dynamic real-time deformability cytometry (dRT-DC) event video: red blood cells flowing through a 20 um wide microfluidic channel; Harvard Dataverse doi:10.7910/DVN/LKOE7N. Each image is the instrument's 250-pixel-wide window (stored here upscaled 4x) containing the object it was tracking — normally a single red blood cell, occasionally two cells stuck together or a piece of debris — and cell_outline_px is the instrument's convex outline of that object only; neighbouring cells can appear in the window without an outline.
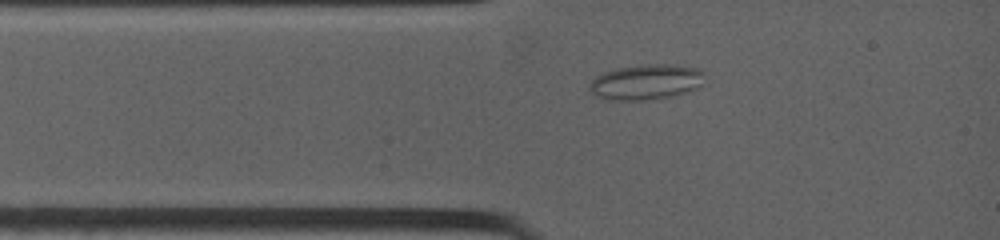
{"species": "common noctule bat (a hibernating species)", "species_latin": "Nyctalus noctula", "temperature_condition": "warm", "stored_images_in_passage": 19, "camera_frame_rate_fps": 4500, "um_per_image_px": 0.085, "animal": {"sex": "female", "body_mass_g": 19.0, "forearm_length_mm": 53.3}, "frame": {"image": 1, "passage_image": 1, "time_ms": 0.0, "image_size_px": [1000, 240], "cell_outline_px": [[704, 72], [700, 84], [696, 88], [672, 96], [644, 100], [612, 100], [596, 96], [588, 88], [588, 84], [596, 76], [604, 72], [616, 68], [644, 64], [676, 64], [700, 68]], "centroid_in_image_um": [54.89, 6.95], "position_along_channel_um": 30.1, "area_um2": 23.7}}
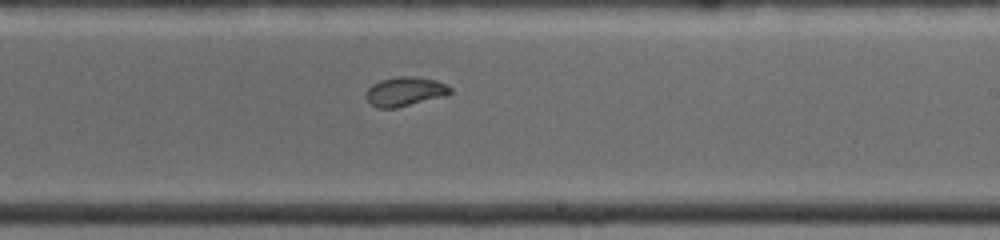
{"frame": {"image": 2, "passage_image": 9, "time_ms": 5.778, "image_size_px": [1000, 240], "cell_outline_px": [[452, 92], [448, 96], [396, 108], [376, 108], [364, 96], [368, 88], [372, 84], [380, 80], [396, 76], [412, 76], [436, 80], [452, 88]], "centroid_in_image_um": [34.44, 7.78], "position_along_channel_um": 254.6, "area_um2": 14.57}}
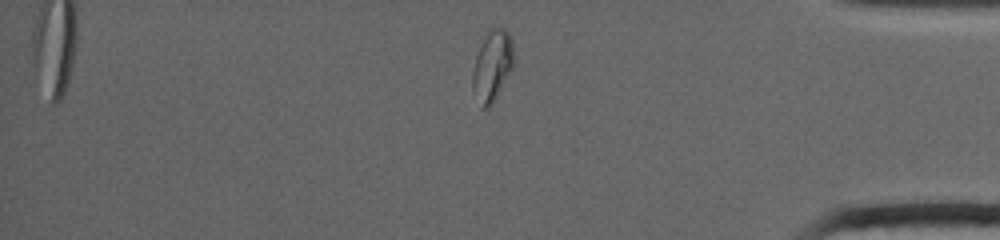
{"frame": {"image": 3, "passage_image": 17, "time_ms": 10.0, "image_size_px": [1000, 240], "cell_outline_px": [[512, 68], [492, 104], [488, 108], [480, 108], [472, 92], [472, 72], [476, 56], [488, 28], [504, 28], [508, 32], [512, 40]], "centroid_in_image_um": [41.8, 5.62], "position_along_channel_um": 393.4, "area_um2": 16.88}}